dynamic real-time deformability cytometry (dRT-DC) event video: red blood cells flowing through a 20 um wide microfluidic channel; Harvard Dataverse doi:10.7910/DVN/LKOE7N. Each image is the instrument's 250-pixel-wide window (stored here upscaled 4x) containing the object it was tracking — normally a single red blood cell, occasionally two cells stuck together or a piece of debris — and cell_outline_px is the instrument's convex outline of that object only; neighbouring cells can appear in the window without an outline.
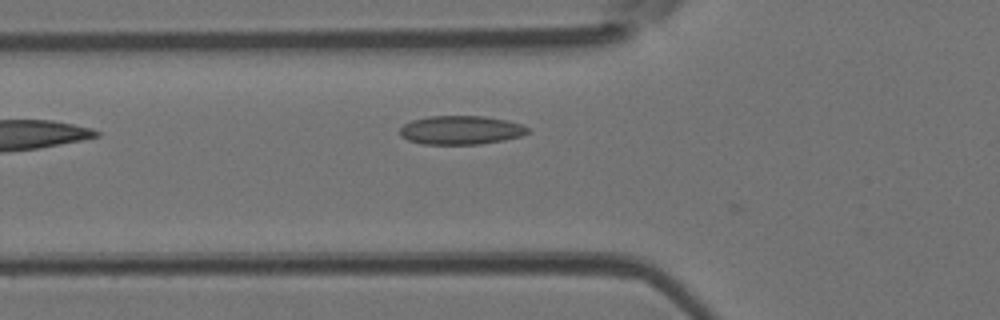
{"species": "Egyptian fruit bat (a non-hibernating species)", "species_latin": "Rousettus aegyptiacus", "temperature_condition": "room temperature", "stored_images_in_passage": 10, "camera_frame_rate_fps": 3000, "um_per_image_px": 0.085, "animal": {"sex": "female"}, "frame": {"image": 1, "passage_image": 2, "time_ms": 0.333, "image_size_px": [1000, 320], "cell_outline_px": [[528, 132], [520, 136], [504, 140], [480, 144], [424, 144], [408, 140], [400, 136], [400, 128], [404, 124], [412, 120], [428, 116], [484, 116], [508, 120], [520, 124], [528, 128]], "centroid_in_image_um": [39.15, 11.05], "position_along_channel_um": 86.6, "area_um2": 21.39}}
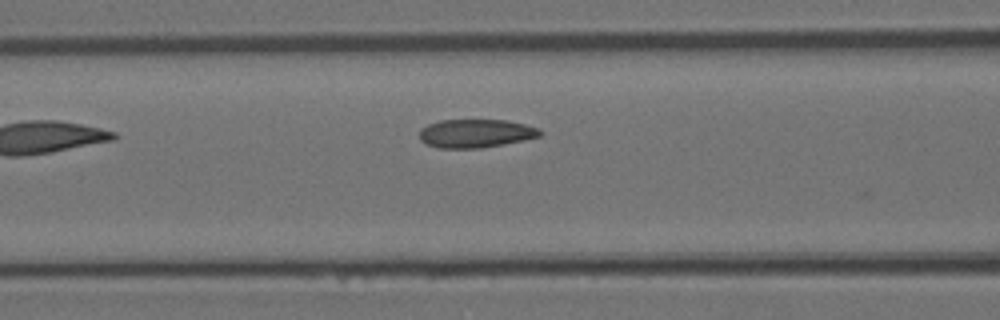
{"frame": {"image": 2, "passage_image": 5, "time_ms": 1.333, "image_size_px": [1000, 320], "cell_outline_px": [[544, 132], [540, 136], [524, 140], [504, 144], [480, 148], [440, 148], [424, 144], [420, 140], [420, 128], [428, 124], [440, 120], [508, 120], [540, 128]], "centroid_in_image_um": [40.44, 11.34], "position_along_channel_um": 126.2, "area_um2": 20.17}}